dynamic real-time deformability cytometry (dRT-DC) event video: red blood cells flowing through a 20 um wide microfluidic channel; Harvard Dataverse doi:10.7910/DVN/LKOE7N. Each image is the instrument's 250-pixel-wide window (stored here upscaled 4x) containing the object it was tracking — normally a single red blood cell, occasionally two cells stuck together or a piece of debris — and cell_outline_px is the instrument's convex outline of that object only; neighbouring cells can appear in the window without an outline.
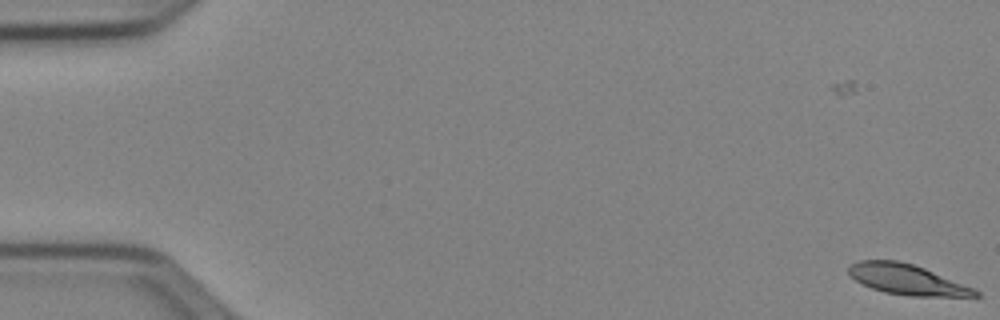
{"species": "Egyptian fruit bat (a non-hibernating species)", "species_latin": "Rousettus aegyptiacus", "temperature_condition": "cold", "stored_images_in_passage": 3, "camera_frame_rate_fps": 3000, "um_per_image_px": 0.085, "animal": {"sex": "female"}, "frame": {"image": 1, "passage_image": 3, "time_ms": 0.667, "image_size_px": [1000, 320], "cell_outline_px": [[980, 296], [912, 296], [884, 292], [872, 288], [856, 280], [848, 272], [848, 268], [852, 264], [860, 260], [900, 260], [924, 268], [976, 288], [980, 292]], "centroid_in_image_um": [77.14, 23.75], "position_along_channel_um": 7.9, "area_um2": 22.25}}